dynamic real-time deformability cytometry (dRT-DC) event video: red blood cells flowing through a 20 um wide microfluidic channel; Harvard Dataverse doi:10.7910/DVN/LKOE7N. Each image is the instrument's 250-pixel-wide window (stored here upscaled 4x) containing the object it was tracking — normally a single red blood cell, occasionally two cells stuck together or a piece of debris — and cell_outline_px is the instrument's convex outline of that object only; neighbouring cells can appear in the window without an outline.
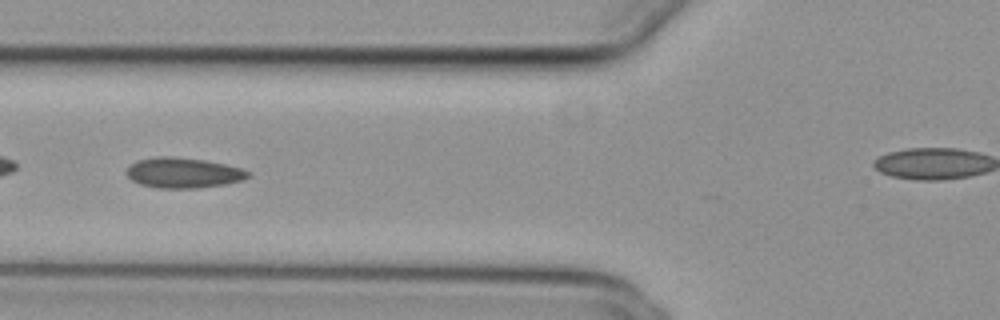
{"species": "common noctule bat (a hibernating species)", "species_latin": "Nyctalus noctula", "temperature_condition": "cold", "stored_images_in_passage": 47, "camera_frame_rate_fps": 3000, "um_per_image_px": 0.085, "animal": {"sex": "female", "body_mass_g": 29.2, "forearm_length_mm": 56.3}, "frame": {"image": 1, "passage_image": 21, "time_ms": 6.667, "image_size_px": [1000, 320], "cell_outline_px": [[252, 176], [244, 180], [224, 184], [200, 188], [156, 188], [140, 184], [132, 180], [124, 172], [136, 160], [160, 156], [172, 156], [204, 160], [224, 164], [240, 168], [248, 172]], "centroid_in_image_um": [15.57, 14.69], "position_along_channel_um": 110.2, "area_um2": 21.5}}
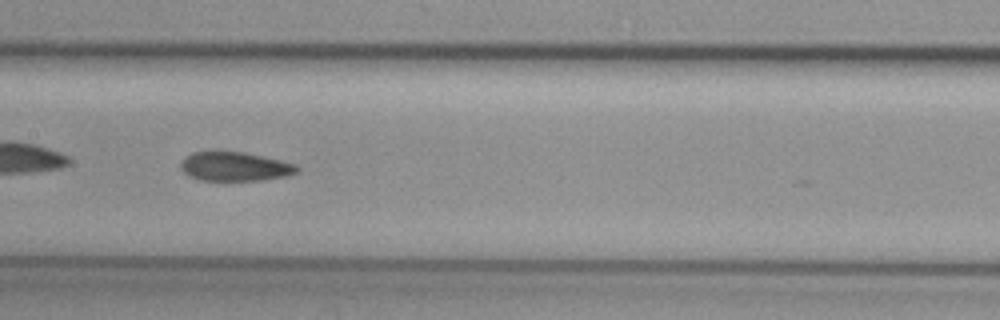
{"frame": {"image": 2, "passage_image": 27, "time_ms": 8.667, "image_size_px": [1000, 320], "cell_outline_px": [[300, 172], [288, 176], [260, 180], [200, 180], [188, 176], [180, 168], [180, 160], [184, 156], [192, 152], [244, 152], [280, 160], [296, 164], [300, 168]], "centroid_in_image_um": [19.96, 14.16], "position_along_channel_um": 187.4, "area_um2": 19.83}}
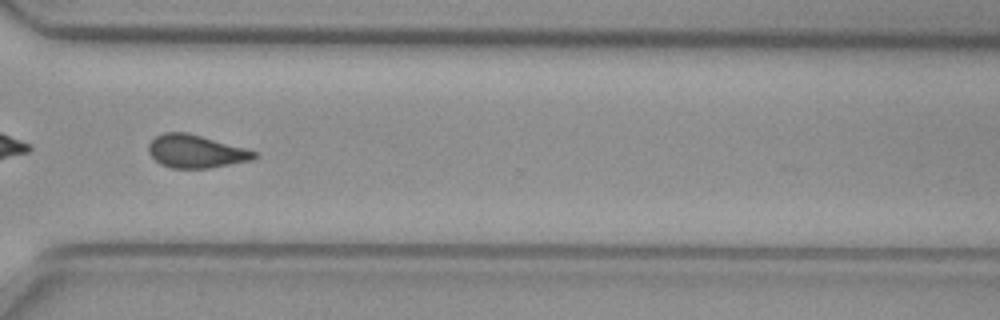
{"frame": {"image": 3, "passage_image": 40, "time_ms": 13.0, "image_size_px": [1000, 320], "cell_outline_px": [[256, 156], [252, 160], [208, 168], [172, 168], [160, 164], [148, 152], [148, 144], [156, 136], [164, 132], [184, 132], [200, 136], [244, 148], [256, 152]], "centroid_in_image_um": [16.6, 12.87], "position_along_channel_um": 354.0, "area_um2": 19.94}}